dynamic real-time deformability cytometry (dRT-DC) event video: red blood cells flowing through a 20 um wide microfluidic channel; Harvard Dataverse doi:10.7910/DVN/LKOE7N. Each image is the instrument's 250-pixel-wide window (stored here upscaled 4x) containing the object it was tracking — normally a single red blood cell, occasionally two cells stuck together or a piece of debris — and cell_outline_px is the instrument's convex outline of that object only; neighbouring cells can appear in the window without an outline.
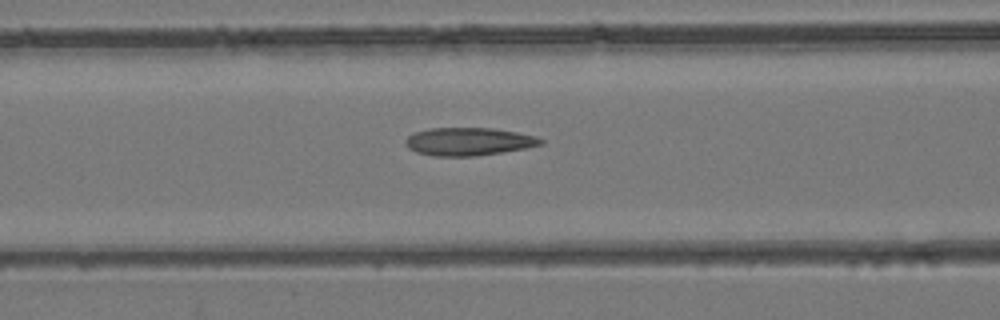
{"species": "common noctule bat (a hibernating species)", "species_latin": "Nyctalus noctula", "temperature_condition": "room temperature", "stored_images_in_passage": 3, "camera_frame_rate_fps": 3000, "um_per_image_px": 0.085, "animal": {"sex": "female", "body_mass_g": 24.6, "forearm_length_mm": 56.2}, "frame": {"image": 1, "passage_image": 3, "time_ms": 2.333, "image_size_px": [1000, 320], "cell_outline_px": [[544, 144], [524, 148], [500, 152], [472, 156], [432, 156], [416, 152], [408, 148], [404, 140], [408, 136], [416, 132], [428, 128], [492, 128], [516, 132], [536, 136], [544, 140]], "centroid_in_image_um": [39.81, 12.03], "position_along_channel_um": 126.8, "area_um2": 21.91}}